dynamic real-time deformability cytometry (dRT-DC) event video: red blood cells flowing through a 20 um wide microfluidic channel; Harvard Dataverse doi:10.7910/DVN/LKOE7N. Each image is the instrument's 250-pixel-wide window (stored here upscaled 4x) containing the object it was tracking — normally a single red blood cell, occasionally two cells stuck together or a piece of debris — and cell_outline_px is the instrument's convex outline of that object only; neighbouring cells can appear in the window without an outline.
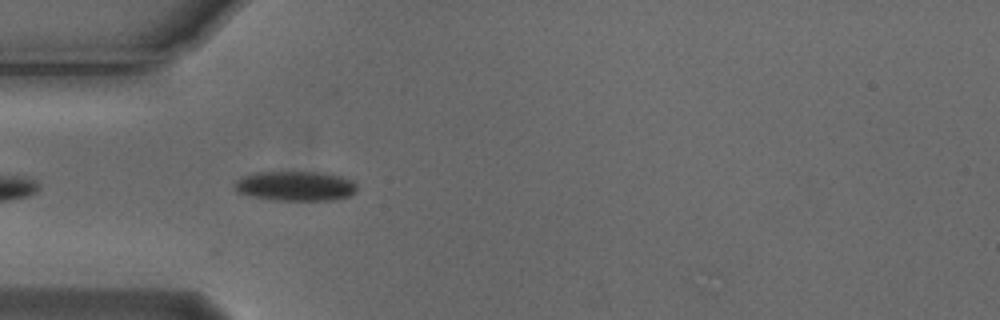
{"species": "Egyptian fruit bat (a non-hibernating species)", "species_latin": "Rousettus aegyptiacus", "temperature_condition": "cold", "stored_images_in_passage": 33, "camera_frame_rate_fps": 3000, "um_per_image_px": 0.085, "animal": {"sex": "male"}, "frame": {"image": 1, "passage_image": 3, "time_ms": 0.667, "image_size_px": [1000, 320], "cell_outline_px": [[356, 192], [348, 196], [332, 200], [276, 200], [252, 196], [236, 192], [236, 180], [240, 176], [256, 172], [324, 172], [340, 176], [352, 180], [356, 184]], "centroid_in_image_um": [25.11, 15.8], "position_along_channel_um": 59.9, "area_um2": 21.21}}
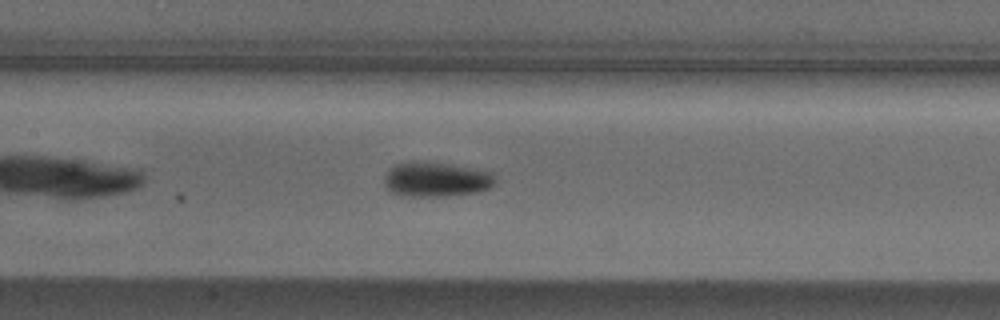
{"frame": {"image": 2, "passage_image": 12, "time_ms": 3.667, "image_size_px": [1000, 320], "cell_outline_px": [[496, 180], [492, 188], [476, 192], [444, 196], [400, 196], [388, 192], [384, 184], [384, 176], [396, 164], [408, 160], [412, 160], [444, 164], [492, 172]], "centroid_in_image_um": [37.02, 15.26], "position_along_channel_um": 170.4, "area_um2": 22.48}}
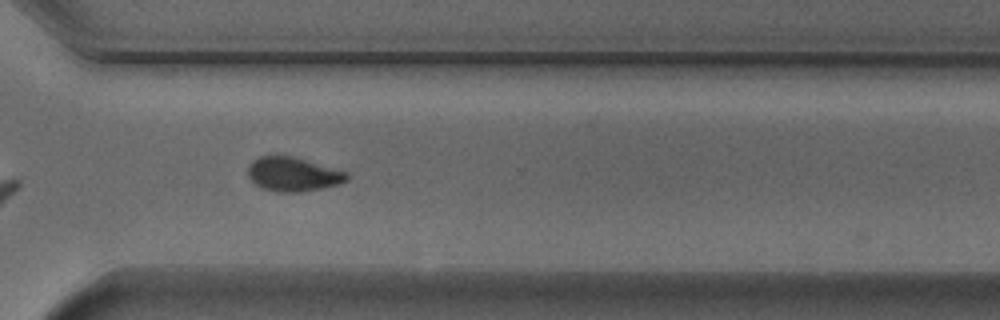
{"frame": {"image": 3, "passage_image": 26, "time_ms": 8.333, "image_size_px": [1000, 320], "cell_outline_px": [[348, 180], [340, 184], [320, 188], [296, 192], [280, 192], [260, 188], [248, 176], [248, 164], [252, 160], [260, 156], [292, 156], [348, 172]], "centroid_in_image_um": [24.89, 14.81], "position_along_channel_um": 345.7, "area_um2": 19.54}, "authors_computed_cell_mechanics": {"area_um2": 21.1548, "velocity_mm_per_s": 3.7683, "shape_relaxation_time_tau1_ms": 2.8849, "shape_relaxation_time_tau2_ms": null, "deformation_change_tau1": 0.1066, "deformation_change_tau2": null}}